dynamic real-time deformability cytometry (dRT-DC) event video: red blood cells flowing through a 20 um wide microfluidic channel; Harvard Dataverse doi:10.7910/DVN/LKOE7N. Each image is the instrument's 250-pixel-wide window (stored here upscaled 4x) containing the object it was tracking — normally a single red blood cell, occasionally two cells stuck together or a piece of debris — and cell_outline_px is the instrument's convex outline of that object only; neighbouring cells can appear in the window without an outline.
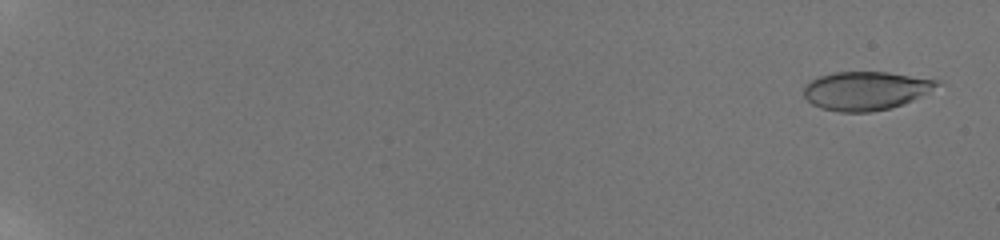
{"species": "human", "species_latin": "Homo sapiens", "temperature_condition": "room temperature", "stored_images_in_passage": 59, "camera_frame_rate_fps": 3000, "um_per_image_px": 0.085, "donor": {"sex": "male"}, "frame": {"image": 1, "passage_image": 3, "time_ms": 0.667, "image_size_px": [1000, 240], "cell_outline_px": [[944, 84], [912, 100], [888, 108], [872, 112], [840, 112], [820, 108], [812, 104], [804, 96], [804, 88], [812, 80], [820, 76], [832, 72], [888, 72], [940, 80]], "centroid_in_image_um": [73.61, 7.7], "position_along_channel_um": 11.4, "area_um2": 29.88}}
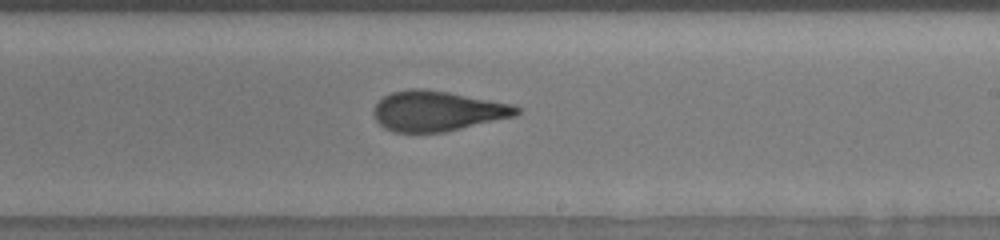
{"frame": {"image": 2, "passage_image": 40, "time_ms": 13.0, "image_size_px": [1000, 240], "cell_outline_px": [[520, 112], [516, 116], [444, 132], [392, 132], [384, 128], [376, 120], [372, 112], [376, 104], [384, 96], [392, 92], [408, 88], [424, 88], [448, 92], [512, 104], [520, 108]], "centroid_in_image_um": [37.16, 9.43], "position_along_channel_um": 251.8, "area_um2": 33.47}}
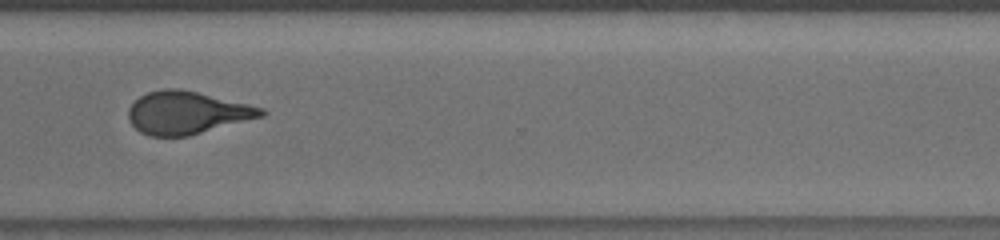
{"frame": {"image": 3, "passage_image": 48, "time_ms": 15.667, "image_size_px": [1000, 240], "cell_outline_px": [[268, 112], [264, 116], [188, 136], [148, 136], [140, 132], [128, 120], [128, 108], [140, 96], [148, 92], [164, 88], [180, 88], [248, 104], [264, 108]], "centroid_in_image_um": [15.88, 9.58], "position_along_channel_um": 354.7, "area_um2": 33.0}, "authors_computed_cell_mechanics": {"area_um2": 32.7726, "velocity_mm_per_s": 3.8634, "shape_relaxation_time_tau1_ms": 8.8035, "shape_relaxation_time_tau2_ms": 1.0071, "deformation_change_tau1": 0.2775, "deformation_change_tau2": 0.0934}}